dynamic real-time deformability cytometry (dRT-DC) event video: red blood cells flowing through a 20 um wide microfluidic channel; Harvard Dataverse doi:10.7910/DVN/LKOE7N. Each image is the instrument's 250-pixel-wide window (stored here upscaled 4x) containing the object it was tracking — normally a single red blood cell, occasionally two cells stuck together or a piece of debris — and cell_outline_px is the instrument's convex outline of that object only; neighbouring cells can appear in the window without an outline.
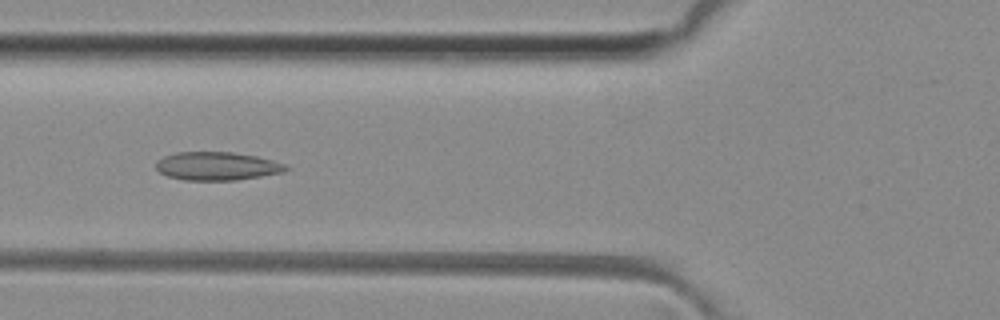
{"species": "common noctule bat (a hibernating species)", "species_latin": "Nyctalus noctula", "temperature_condition": "room temperature", "stored_images_in_passage": 50, "camera_frame_rate_fps": 3000, "um_per_image_px": 0.085, "animal": {"sex": "female", "body_mass_g": 29.2, "forearm_length_mm": 56.3}, "frame": {"image": 1, "passage_image": 19, "time_ms": 6.0, "image_size_px": [1000, 320], "cell_outline_px": [[292, 168], [284, 172], [236, 180], [184, 180], [168, 176], [160, 172], [156, 168], [156, 160], [164, 156], [176, 152], [232, 152], [256, 156], [272, 160], [284, 164]], "centroid_in_image_um": [18.44, 14.11], "position_along_channel_um": 107.4, "area_um2": 21.44}}
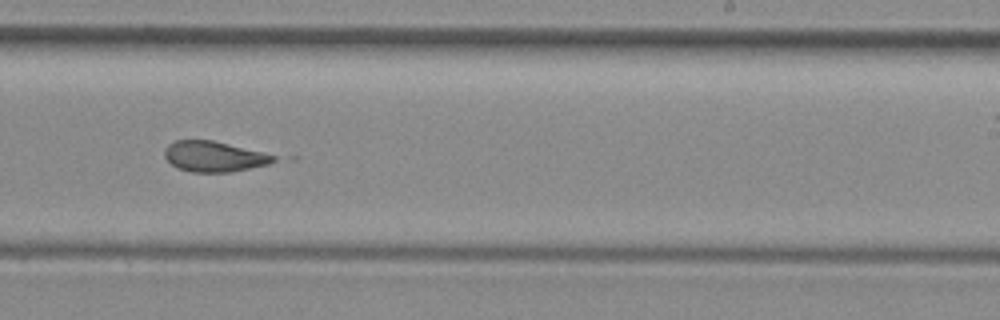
{"frame": {"image": 2, "passage_image": 31, "time_ms": 10.0, "image_size_px": [1000, 320], "cell_outline_px": [[276, 160], [268, 164], [232, 172], [192, 172], [176, 168], [164, 156], [164, 148], [168, 144], [176, 140], [212, 140], [276, 156]], "centroid_in_image_um": [18.14, 13.31], "position_along_channel_um": 270.9, "area_um2": 19.19}}
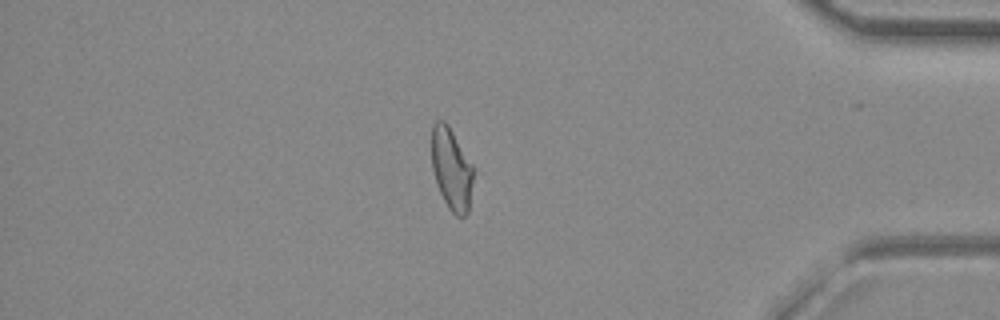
{"frame": {"image": 3, "passage_image": 43, "time_ms": 14.0, "image_size_px": [1000, 320], "cell_outline_px": [[472, 180], [468, 212], [464, 216], [456, 216], [448, 208], [436, 184], [432, 168], [432, 124], [436, 120], [444, 120], [448, 124], [472, 164]], "centroid_in_image_um": [38.35, 14.34], "position_along_channel_um": 396.9, "area_um2": 19.71}, "authors_computed_cell_mechanics": {"area_um2": 21.4438, "velocity_mm_per_s": 4.109, "shape_relaxation_time_tau1_ms": null, "shape_relaxation_time_tau2_ms": 1.2038, "deformation_change_tau1": null, "deformation_change_tau2": 0.0728}}